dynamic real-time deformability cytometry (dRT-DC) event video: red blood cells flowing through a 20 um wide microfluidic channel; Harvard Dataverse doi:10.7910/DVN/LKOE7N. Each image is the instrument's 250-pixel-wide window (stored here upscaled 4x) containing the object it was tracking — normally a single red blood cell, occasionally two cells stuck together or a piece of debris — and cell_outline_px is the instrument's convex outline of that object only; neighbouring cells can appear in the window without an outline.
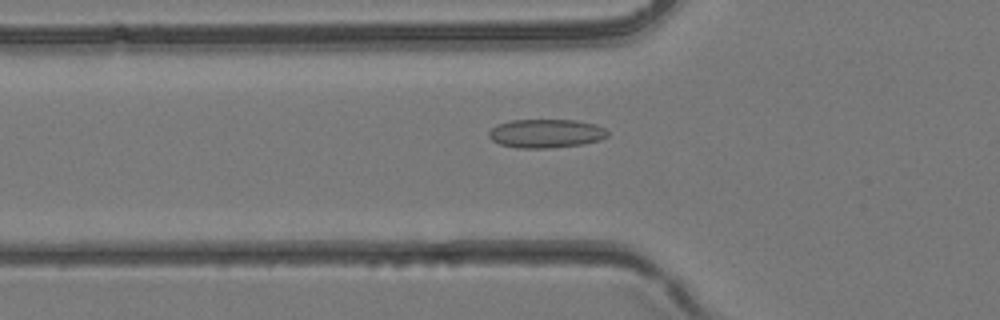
{"species": "common noctule bat (a hibernating species)", "species_latin": "Nyctalus noctula", "temperature_condition": "room temperature", "stored_images_in_passage": 40, "camera_frame_rate_fps": 3000, "um_per_image_px": 0.085, "animal": {"sex": "female", "body_mass_g": 24.6, "forearm_length_mm": 56.2}, "frame": {"image": 1, "passage_image": 14, "time_ms": 4.333, "image_size_px": [1000, 320], "cell_outline_px": [[608, 136], [600, 140], [584, 144], [548, 148], [516, 148], [500, 144], [492, 140], [488, 136], [488, 132], [496, 124], [512, 120], [576, 120], [596, 124], [604, 128], [608, 132]], "centroid_in_image_um": [46.4, 11.34], "position_along_channel_um": 79.4, "area_um2": 20.0}}
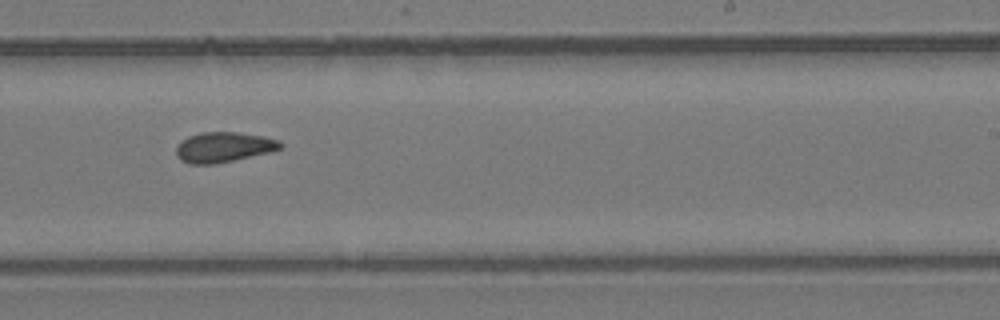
{"frame": {"image": 2, "passage_image": 25, "time_ms": 8.0, "image_size_px": [1000, 320], "cell_outline_px": [[284, 144], [280, 148], [268, 152], [216, 164], [188, 164], [180, 160], [176, 156], [176, 148], [188, 136], [200, 132], [236, 132], [264, 136], [280, 140]], "centroid_in_image_um": [19.0, 12.51], "position_along_channel_um": 270.0, "area_um2": 18.26}}
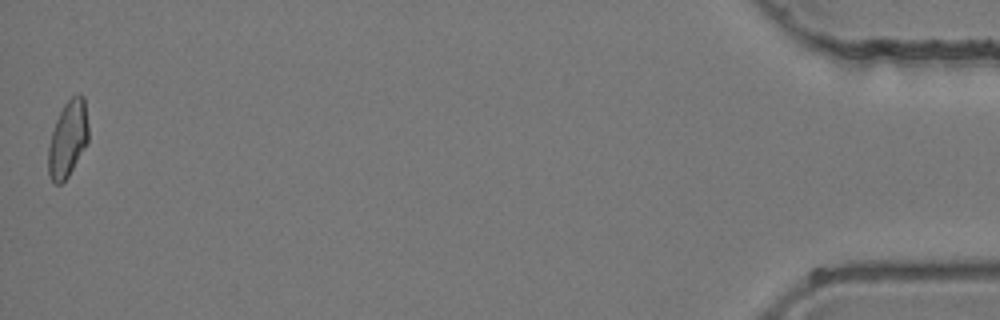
{"frame": {"image": 3, "passage_image": 40, "time_ms": 13.0, "image_size_px": [1000, 320], "cell_outline_px": [[88, 140], [84, 148], [68, 176], [60, 184], [56, 184], [52, 180], [48, 172], [48, 148], [52, 132], [56, 120], [64, 104], [76, 92], [80, 92], [84, 96], [88, 124]], "centroid_in_image_um": [5.77, 11.75], "position_along_channel_um": 429.4, "area_um2": 17.74}}